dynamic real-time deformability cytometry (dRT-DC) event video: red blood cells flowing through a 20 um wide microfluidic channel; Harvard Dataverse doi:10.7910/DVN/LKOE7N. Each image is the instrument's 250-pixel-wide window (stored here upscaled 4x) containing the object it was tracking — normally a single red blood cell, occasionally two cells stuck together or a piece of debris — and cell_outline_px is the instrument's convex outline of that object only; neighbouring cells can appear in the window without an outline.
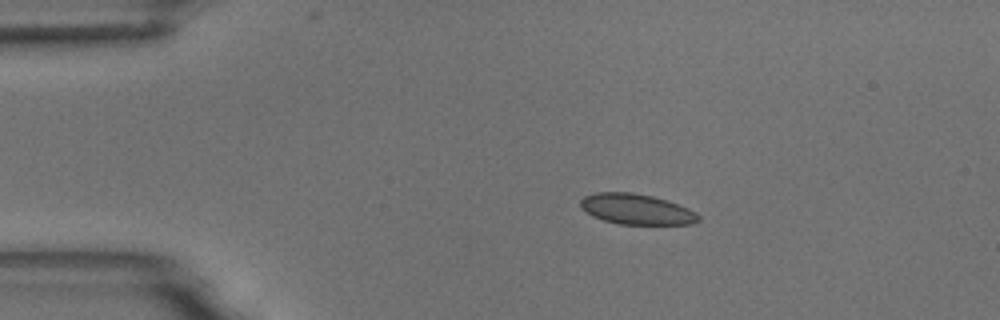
{"species": "common noctule bat (a hibernating species)", "species_latin": "Nyctalus noctula", "temperature_condition": "room temperature", "stored_images_in_passage": 5, "camera_frame_rate_fps": 3000, "um_per_image_px": 0.085, "animal": {"sex": "male", "body_mass_g": 18.8}, "frame": {"image": 1, "passage_image": 2, "time_ms": 1.0, "image_size_px": [1000, 320], "cell_outline_px": [[700, 220], [692, 224], [620, 224], [604, 220], [592, 216], [580, 208], [580, 200], [584, 196], [596, 192], [632, 192], [652, 196], [688, 208], [696, 212], [700, 216]], "centroid_in_image_um": [54.07, 17.78], "position_along_channel_um": 30.9, "area_um2": 20.92}}
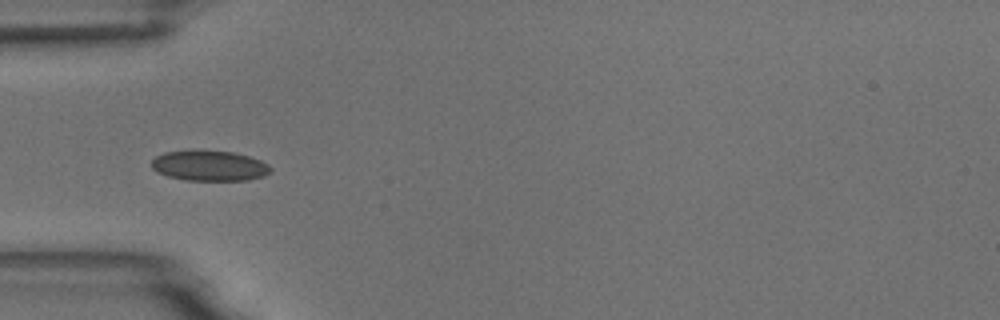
{"frame": {"image": 2, "passage_image": 4, "time_ms": 3.333, "image_size_px": [1000, 320], "cell_outline_px": [[272, 172], [264, 176], [248, 180], [188, 180], [168, 176], [156, 172], [152, 168], [152, 160], [156, 156], [164, 152], [232, 152], [248, 156], [260, 160], [268, 164], [272, 168]], "centroid_in_image_um": [17.84, 14.12], "position_along_channel_um": 67.2, "area_um2": 20.58}}